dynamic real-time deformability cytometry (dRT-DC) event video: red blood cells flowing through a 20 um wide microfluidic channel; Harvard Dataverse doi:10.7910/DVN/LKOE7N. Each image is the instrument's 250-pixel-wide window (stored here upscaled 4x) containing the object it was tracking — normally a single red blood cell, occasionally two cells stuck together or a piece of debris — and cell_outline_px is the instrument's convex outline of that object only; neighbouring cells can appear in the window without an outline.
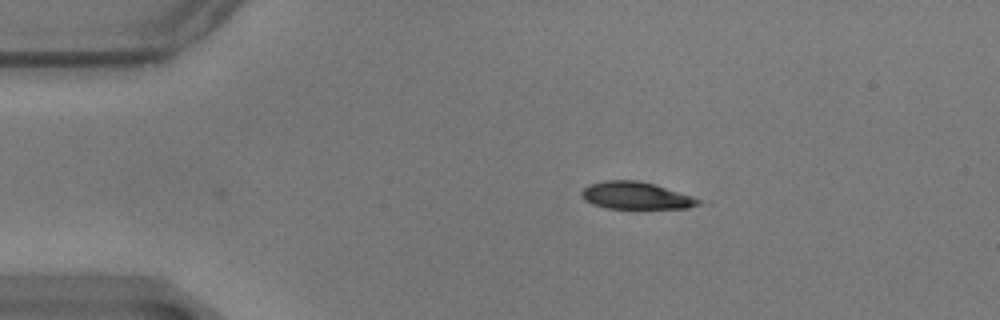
{"species": "common noctule bat (a hibernating species)", "species_latin": "Nyctalus noctula", "temperature_condition": "warm", "stored_images_in_passage": 3, "camera_frame_rate_fps": 3000, "um_per_image_px": 0.085, "animal": {"sex": "male", "body_mass_g": 17.9}, "frame": {"image": 1, "passage_image": 2, "time_ms": 0.333, "image_size_px": [1000, 320], "cell_outline_px": [[700, 204], [688, 208], [608, 208], [592, 204], [584, 200], [580, 196], [580, 192], [588, 184], [604, 180], [636, 180], [656, 184], [692, 196], [700, 200]], "centroid_in_image_um": [54.0, 16.61], "position_along_channel_um": 31.0, "area_um2": 18.61}}